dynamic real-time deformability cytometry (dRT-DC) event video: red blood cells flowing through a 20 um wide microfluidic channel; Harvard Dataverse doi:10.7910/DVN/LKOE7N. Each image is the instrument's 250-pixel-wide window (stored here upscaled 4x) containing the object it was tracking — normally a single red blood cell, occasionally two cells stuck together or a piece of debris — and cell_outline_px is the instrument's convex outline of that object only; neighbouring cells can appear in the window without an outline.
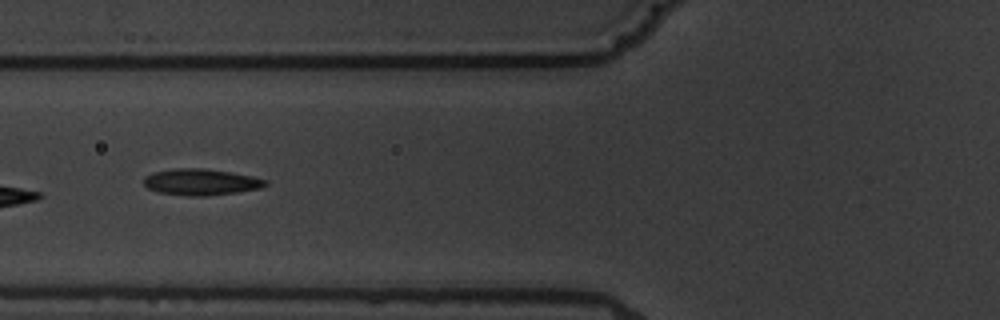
{"species": "common noctule bat (a hibernating species)", "species_latin": "Nyctalus noctula", "temperature_condition": "warm", "stored_images_in_passage": 9, "camera_frame_rate_fps": 3000, "um_per_image_px": 0.085, "animal": {"sex": "male", "body_mass_g": 19.5, "forearm_length_mm": 54.6}, "frame": {"image": 1, "passage_image": 6, "time_ms": 6.0, "image_size_px": [1000, 320], "cell_outline_px": [[268, 184], [260, 188], [236, 192], [204, 196], [188, 196], [156, 192], [148, 188], [144, 184], [144, 176], [152, 172], [172, 168], [204, 168], [232, 172], [252, 176], [268, 180]], "centroid_in_image_um": [17.05, 15.46], "position_along_channel_um": 108.7, "area_um2": 18.84}}
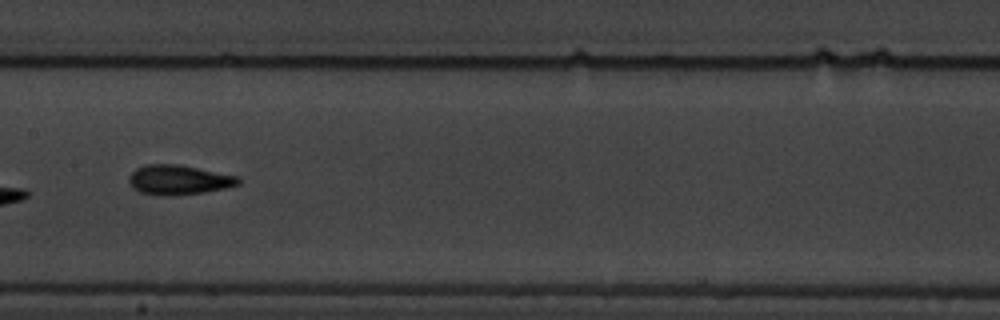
{"frame": {"image": 2, "passage_image": 8, "time_ms": 8.333, "image_size_px": [1000, 320], "cell_outline_px": [[240, 184], [224, 188], [204, 192], [164, 196], [140, 192], [128, 180], [128, 176], [136, 168], [148, 164], [180, 164], [236, 176], [240, 180]], "centroid_in_image_um": [15.18, 15.27], "position_along_channel_um": 192.2, "area_um2": 18.61}}
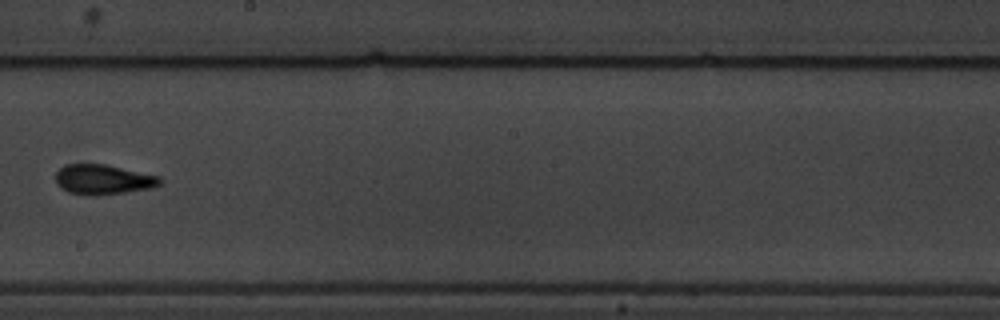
{"frame": {"image": 3, "passage_image": 9, "time_ms": 9.667, "image_size_px": [1000, 320], "cell_outline_px": [[164, 180], [160, 184], [152, 188], [96, 196], [88, 196], [68, 192], [60, 188], [56, 184], [56, 172], [64, 164], [104, 164], [160, 176]], "centroid_in_image_um": [8.75, 15.27], "position_along_channel_um": 239.4, "area_um2": 18.38}}